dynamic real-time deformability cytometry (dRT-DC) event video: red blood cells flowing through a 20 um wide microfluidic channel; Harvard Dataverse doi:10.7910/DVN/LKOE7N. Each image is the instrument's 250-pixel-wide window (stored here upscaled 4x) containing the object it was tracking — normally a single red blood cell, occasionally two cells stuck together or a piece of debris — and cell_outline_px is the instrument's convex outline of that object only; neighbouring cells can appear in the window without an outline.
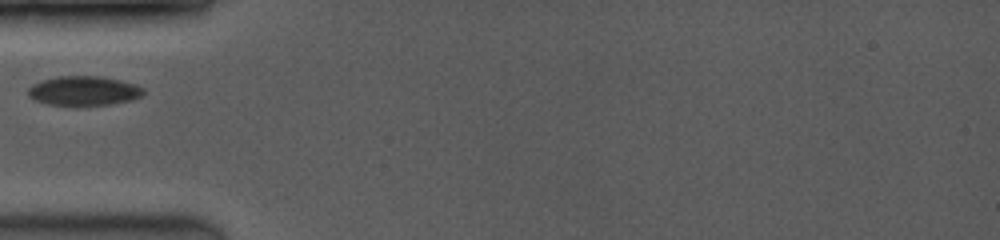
{"species": "common noctule bat (a hibernating species)", "species_latin": "Nyctalus noctula", "temperature_condition": "room temperature", "stored_images_in_passage": 8, "camera_frame_rate_fps": 3500, "um_per_image_px": 0.085, "animal": {"sex": "female", "body_mass_g": 19.0, "forearm_length_mm": 53.3}, "frame": {"image": 1, "passage_image": 1, "time_ms": 0.0, "image_size_px": [1000, 240], "cell_outline_px": [[144, 92], [140, 96], [132, 100], [108, 104], [48, 104], [36, 100], [28, 96], [28, 88], [32, 84], [40, 80], [56, 76], [100, 76], [120, 80], [144, 88]], "centroid_in_image_um": [7.09, 7.69], "position_along_channel_um": 77.9, "area_um2": 19.42}}
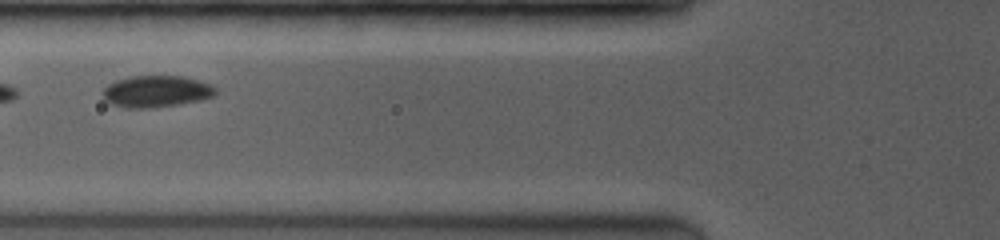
{"frame": {"image": 2, "passage_image": 2, "time_ms": 0.857, "image_size_px": [1000, 240], "cell_outline_px": [[216, 92], [212, 96], [200, 100], [180, 104], [152, 108], [124, 108], [112, 104], [104, 100], [104, 88], [108, 84], [116, 80], [132, 76], [184, 76], [208, 84], [216, 88]], "centroid_in_image_um": [13.25, 7.78], "position_along_channel_um": 112.5, "area_um2": 20.69}}